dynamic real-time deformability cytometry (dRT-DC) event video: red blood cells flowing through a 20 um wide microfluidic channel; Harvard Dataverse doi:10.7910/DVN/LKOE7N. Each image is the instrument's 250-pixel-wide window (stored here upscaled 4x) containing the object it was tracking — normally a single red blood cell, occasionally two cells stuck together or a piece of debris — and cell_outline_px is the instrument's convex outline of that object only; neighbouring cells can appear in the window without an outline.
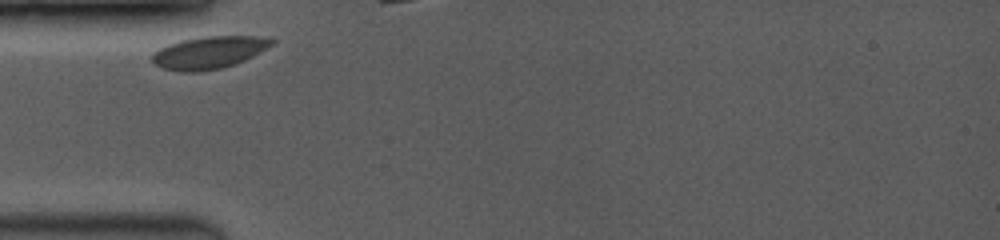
{"species": "common noctule bat (a hibernating species)", "species_latin": "Nyctalus noctula", "temperature_condition": "room temperature", "stored_images_in_passage": 6, "camera_frame_rate_fps": 3500, "um_per_image_px": 0.085, "animal": {"sex": "female", "body_mass_g": 19.0, "forearm_length_mm": 53.3}, "frame": {"image": 1, "passage_image": 1, "time_ms": 0.0, "image_size_px": [1000, 240], "cell_outline_px": [[276, 40], [272, 44], [260, 52], [236, 64], [220, 68], [200, 72], [180, 72], [160, 68], [152, 60], [152, 56], [160, 48], [168, 44], [180, 40], [204, 36], [256, 36]], "centroid_in_image_um": [17.74, 4.47], "position_along_channel_um": 67.3, "area_um2": 22.48}}
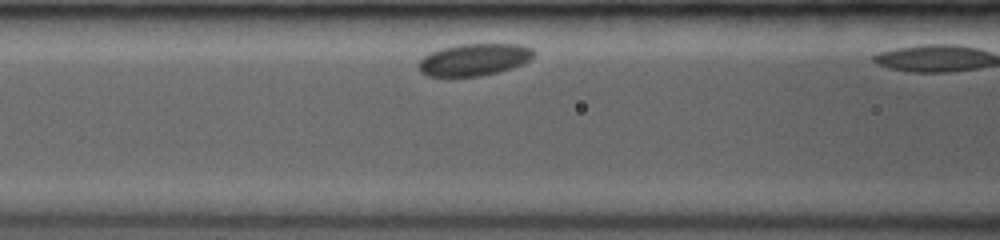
{"frame": {"image": 2, "passage_image": 5, "time_ms": 1.714, "image_size_px": [1000, 240], "cell_outline_px": [[536, 52], [524, 64], [496, 72], [480, 76], [428, 76], [420, 72], [416, 68], [416, 64], [424, 56], [440, 48], [460, 44], [520, 44], [532, 48]], "centroid_in_image_um": [40.27, 5.06], "position_along_channel_um": 126.3, "area_um2": 21.56}}